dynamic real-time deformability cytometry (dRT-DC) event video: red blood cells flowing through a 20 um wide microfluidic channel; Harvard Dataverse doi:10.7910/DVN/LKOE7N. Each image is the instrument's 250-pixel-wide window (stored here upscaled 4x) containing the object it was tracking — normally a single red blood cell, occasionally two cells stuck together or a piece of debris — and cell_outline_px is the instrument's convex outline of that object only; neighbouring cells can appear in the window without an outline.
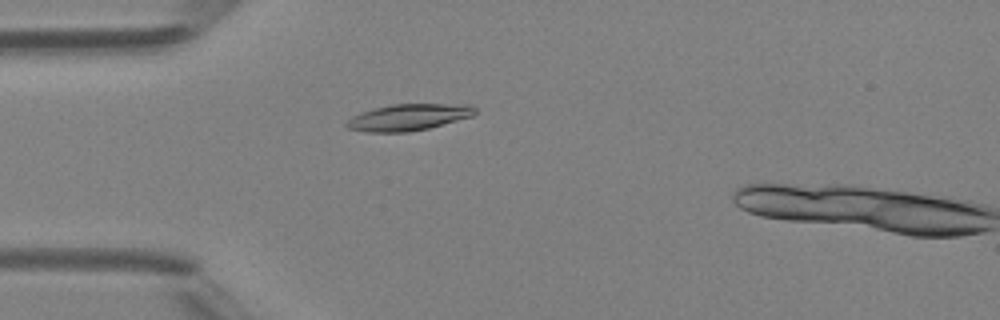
{"species": "Egyptian fruit bat (a non-hibernating species)", "species_latin": "Rousettus aegyptiacus", "temperature_condition": "room temperature", "stored_images_in_passage": 4, "camera_frame_rate_fps": 3000, "um_per_image_px": 0.085, "animal": {"sex": "female"}, "frame": {"image": 1, "passage_image": 3, "time_ms": 2.333, "image_size_px": [1000, 320], "cell_outline_px": [[476, 112], [472, 116], [428, 128], [408, 132], [364, 132], [348, 128], [344, 124], [352, 116], [360, 112], [392, 104], [468, 104], [476, 108]], "centroid_in_image_um": [34.7, 9.96], "position_along_channel_um": 50.3, "area_um2": 19.77}}